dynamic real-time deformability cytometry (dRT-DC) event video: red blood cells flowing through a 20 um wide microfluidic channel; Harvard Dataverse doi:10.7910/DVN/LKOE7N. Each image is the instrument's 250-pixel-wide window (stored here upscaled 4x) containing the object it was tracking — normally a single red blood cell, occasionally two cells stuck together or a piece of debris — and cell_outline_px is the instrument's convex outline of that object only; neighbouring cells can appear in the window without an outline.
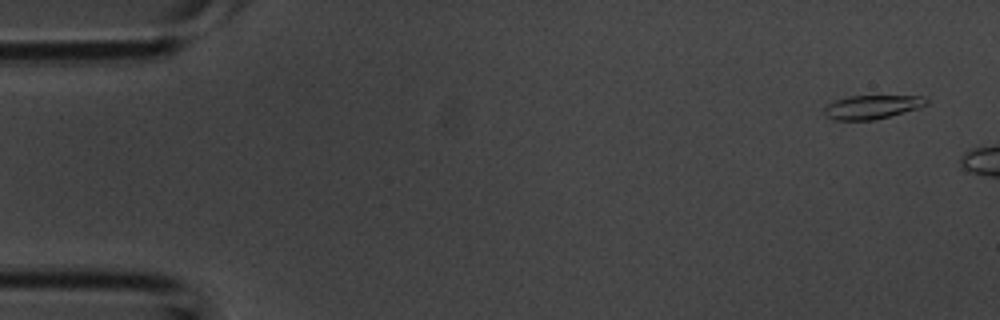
{"species": "common noctule bat (a hibernating species)", "species_latin": "Nyctalus noctula", "temperature_condition": "room temperature", "stored_images_in_passage": 6, "camera_frame_rate_fps": 3000, "um_per_image_px": 0.085, "animal": {"sex": "male", "body_mass_g": 20.1, "forearm_length_mm": 53.5}, "frame": {"image": 1, "passage_image": 2, "time_ms": 0.333, "image_size_px": [1000, 320], "cell_outline_px": [[928, 104], [920, 108], [872, 120], [836, 120], [824, 116], [824, 108], [832, 100], [848, 96], [924, 96], [928, 100]], "centroid_in_image_um": [74.1, 9.09], "position_along_channel_um": 10.9, "area_um2": 14.22}}